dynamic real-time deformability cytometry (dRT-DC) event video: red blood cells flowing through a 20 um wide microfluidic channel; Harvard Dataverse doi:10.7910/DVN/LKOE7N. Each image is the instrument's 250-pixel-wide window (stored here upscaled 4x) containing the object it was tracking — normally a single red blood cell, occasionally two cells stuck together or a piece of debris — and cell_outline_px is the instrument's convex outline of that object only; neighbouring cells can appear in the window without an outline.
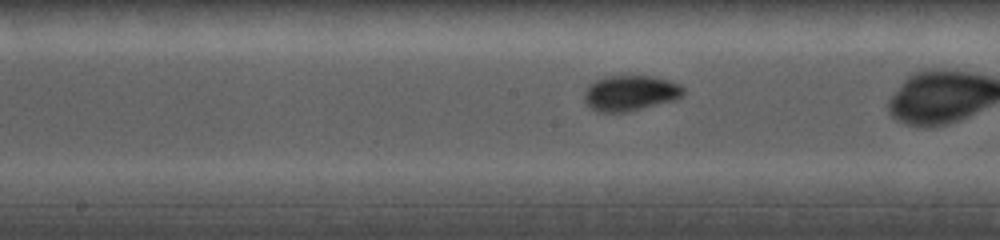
{"species": "common noctule bat (a hibernating species)", "species_latin": "Nyctalus noctula", "temperature_condition": "cold", "stored_images_in_passage": 18, "camera_frame_rate_fps": 5000, "um_per_image_px": 0.085, "animal": {"sex": "female", "body_mass_g": 19.0, "forearm_length_mm": 56.7}, "frame": {"image": 1, "passage_image": 8, "time_ms": 3.4, "image_size_px": [1000, 240], "cell_outline_px": [[684, 96], [676, 100], [624, 112], [600, 112], [592, 108], [584, 100], [584, 92], [588, 84], [604, 76], [652, 76], [668, 80], [680, 84], [684, 88]], "centroid_in_image_um": [53.59, 7.9], "position_along_channel_um": 194.6, "area_um2": 20.52}}